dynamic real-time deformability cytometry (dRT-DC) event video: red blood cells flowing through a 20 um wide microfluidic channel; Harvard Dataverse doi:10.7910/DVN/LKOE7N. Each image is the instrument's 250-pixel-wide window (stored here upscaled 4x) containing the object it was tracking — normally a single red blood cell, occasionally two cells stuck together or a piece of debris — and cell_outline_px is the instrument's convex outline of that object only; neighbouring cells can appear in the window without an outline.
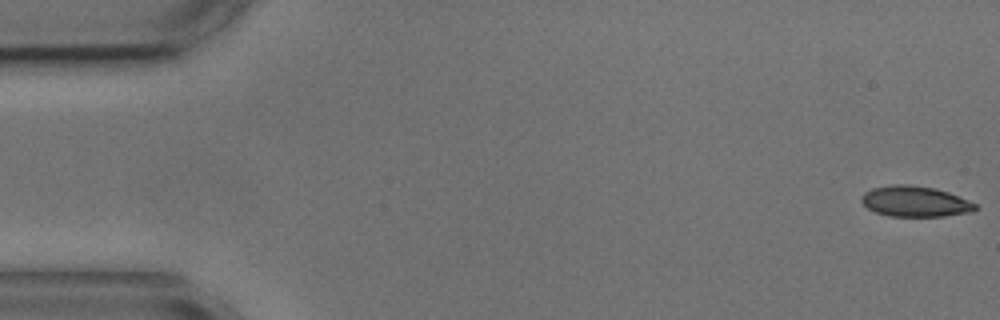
{"species": "common noctule bat (a hibernating species)", "species_latin": "Nyctalus noctula", "temperature_condition": "cold", "stored_images_in_passage": 3, "camera_frame_rate_fps": 3000, "um_per_image_px": 0.085, "animal": {"sex": "male", "body_mass_g": 17.9, "forearm_length_mm": 54.2}, "frame": {"image": 1, "passage_image": 1, "time_ms": 0.0, "image_size_px": [1000, 320], "cell_outline_px": [[980, 208], [972, 212], [944, 216], [888, 216], [876, 212], [868, 208], [860, 200], [860, 196], [864, 192], [872, 188], [892, 184], [908, 184], [936, 188], [948, 192], [976, 204]], "centroid_in_image_um": [77.77, 17.12], "position_along_channel_um": 7.2, "area_um2": 20.46}}